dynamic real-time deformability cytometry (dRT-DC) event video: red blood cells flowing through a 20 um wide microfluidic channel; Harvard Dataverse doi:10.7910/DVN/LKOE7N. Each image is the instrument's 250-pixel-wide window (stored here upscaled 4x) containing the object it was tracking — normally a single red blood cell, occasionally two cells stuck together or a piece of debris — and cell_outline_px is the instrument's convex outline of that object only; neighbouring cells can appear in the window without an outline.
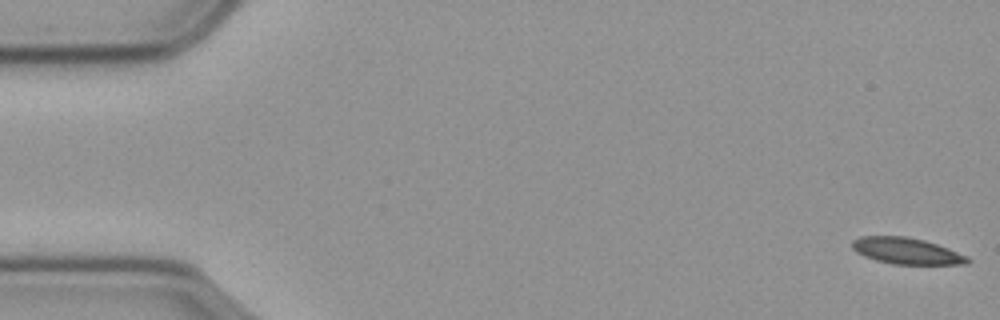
{"species": "common noctule bat (a hibernating species)", "species_latin": "Nyctalus noctula", "temperature_condition": "cold", "stored_images_in_passage": 58, "camera_frame_rate_fps": 3000, "um_per_image_px": 0.085, "animal": {"sex": "male", "body_mass_g": 23.1, "forearm_length_mm": 52.7}, "frame": {"image": 1, "passage_image": 1, "time_ms": 0.0, "image_size_px": [1000, 320], "cell_outline_px": [[972, 260], [968, 264], [892, 264], [876, 260], [864, 256], [856, 252], [852, 248], [852, 240], [860, 236], [908, 236], [924, 240], [948, 248], [968, 256]], "centroid_in_image_um": [77.06, 21.33], "position_along_channel_um": 7.9, "area_um2": 17.8}}
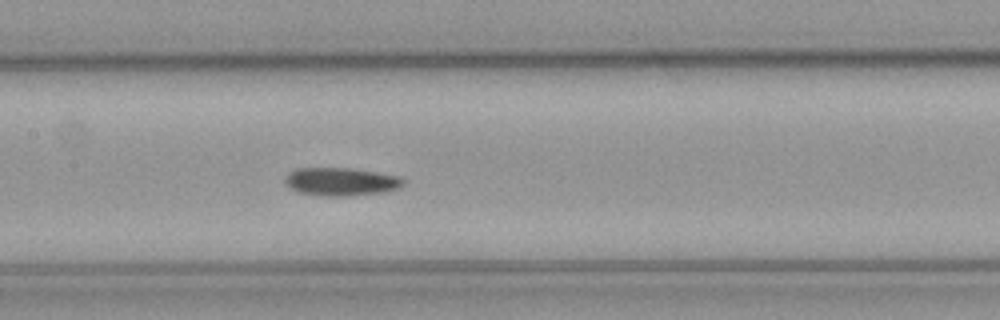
{"frame": {"image": 2, "passage_image": 27, "time_ms": 8.667, "image_size_px": [1000, 320], "cell_outline_px": [[404, 184], [396, 188], [384, 192], [352, 196], [320, 196], [296, 192], [284, 184], [284, 176], [288, 172], [296, 168], [348, 168], [376, 172], [400, 176], [404, 180]], "centroid_in_image_um": [28.91, 15.45], "position_along_channel_um": 178.5, "area_um2": 19.65}}
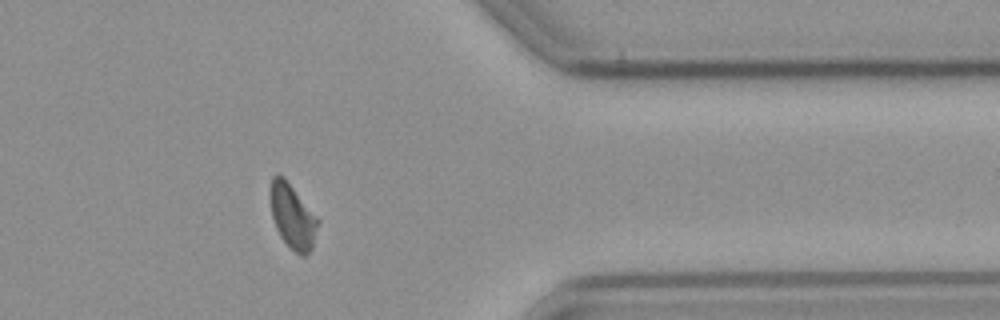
{"frame": {"image": 3, "passage_image": 46, "time_ms": 15.0, "image_size_px": [1000, 320], "cell_outline_px": [[320, 224], [312, 248], [304, 256], [296, 252], [280, 236], [276, 228], [272, 216], [272, 176], [284, 176], [320, 220]], "centroid_in_image_um": [24.93, 18.41], "position_along_channel_um": 386.5, "area_um2": 17.46}, "authors_computed_cell_mechanics": {"area_um2": 18.2648, "velocity_mm_per_s": 3.5918, "shape_relaxation_time_tau1_ms": 9.5962, "shape_relaxation_time_tau2_ms": 10.8712, "deformation_change_tau1": 0.1782, "deformation_change_tau2": 0.1771}}